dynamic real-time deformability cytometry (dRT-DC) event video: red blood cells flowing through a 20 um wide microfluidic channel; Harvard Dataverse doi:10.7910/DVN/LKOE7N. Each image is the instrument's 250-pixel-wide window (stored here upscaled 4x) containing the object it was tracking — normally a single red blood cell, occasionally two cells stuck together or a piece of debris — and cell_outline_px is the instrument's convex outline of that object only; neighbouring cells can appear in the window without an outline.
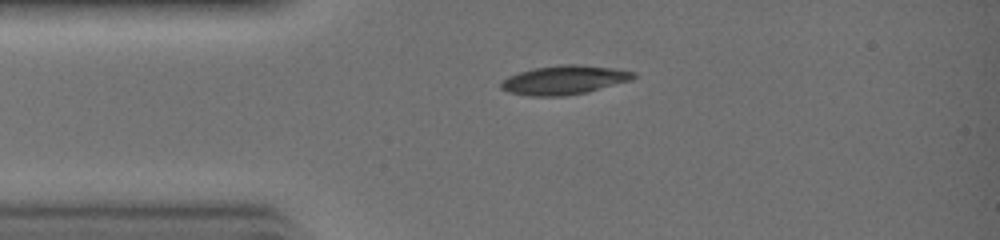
{"species": "common noctule bat (a hibernating species)", "species_latin": "Nyctalus noctula", "temperature_condition": "warm", "stored_images_in_passage": 3, "camera_frame_rate_fps": 3000, "um_per_image_px": 0.085, "animal": {"sex": "female", "body_mass_g": 19.0, "forearm_length_mm": 51.5}, "frame": {"image": 1, "passage_image": 1, "time_ms": 0.0, "image_size_px": [1000, 240], "cell_outline_px": [[636, 76], [628, 80], [588, 92], [564, 96], [528, 96], [508, 92], [500, 88], [500, 80], [508, 76], [532, 68], [560, 64], [580, 64], [612, 68], [636, 72]], "centroid_in_image_um": [47.89, 6.79], "position_along_channel_um": 37.1, "area_um2": 22.43}}